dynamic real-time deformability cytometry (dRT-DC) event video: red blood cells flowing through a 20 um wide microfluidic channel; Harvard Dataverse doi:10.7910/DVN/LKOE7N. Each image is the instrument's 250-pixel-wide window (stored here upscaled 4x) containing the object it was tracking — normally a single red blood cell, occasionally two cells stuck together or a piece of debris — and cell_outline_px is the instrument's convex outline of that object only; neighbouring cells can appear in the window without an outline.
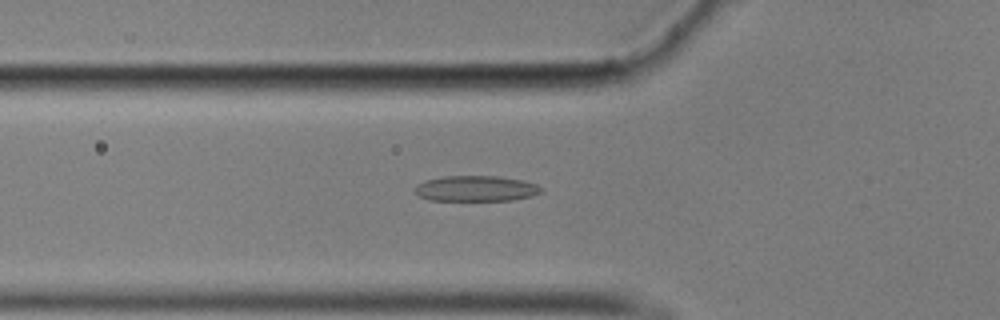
{"species": "common noctule bat (a hibernating species)", "species_latin": "Nyctalus noctula", "temperature_condition": "cold", "stored_images_in_passage": 57, "camera_frame_rate_fps": 3000, "um_per_image_px": 0.085, "animal": {"sex": "male", "body_mass_g": 17.9}, "frame": {"image": 1, "passage_image": 20, "time_ms": 6.333, "image_size_px": [1000, 320], "cell_outline_px": [[544, 188], [540, 192], [532, 196], [512, 200], [428, 200], [420, 196], [416, 192], [416, 184], [424, 180], [444, 176], [500, 176], [524, 180], [536, 184]], "centroid_in_image_um": [40.48, 16.01], "position_along_channel_um": 85.3, "area_um2": 18.9}}
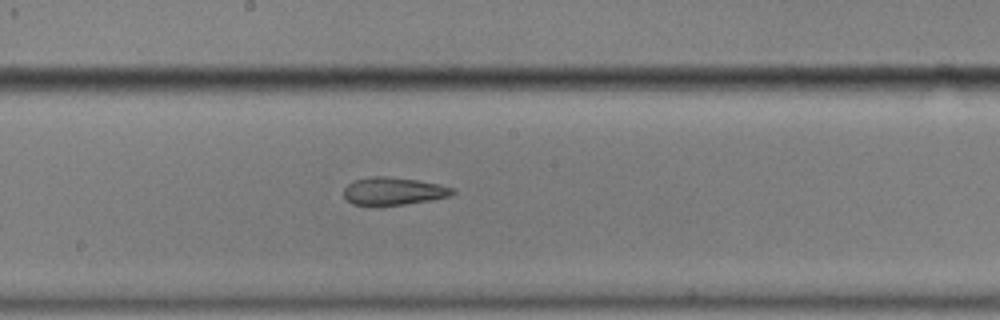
{"frame": {"image": 2, "passage_image": 31, "time_ms": 10.0, "image_size_px": [1000, 320], "cell_outline_px": [[456, 192], [452, 196], [404, 204], [352, 204], [344, 196], [344, 188], [352, 180], [372, 176], [384, 176], [420, 180], [440, 184], [452, 188]], "centroid_in_image_um": [33.46, 16.22], "position_along_channel_um": 214.7, "area_um2": 17.34}}
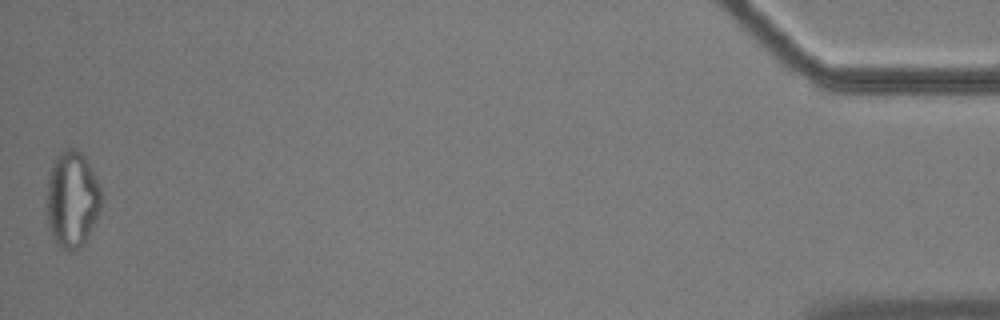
{"frame": {"image": 3, "passage_image": 57, "time_ms": 18.667, "image_size_px": [1000, 320], "cell_outline_px": [[104, 200], [96, 220], [88, 236], [80, 248], [72, 252], [68, 252], [60, 248], [56, 244], [48, 228], [48, 172], [56, 156], [60, 152], [68, 148], [76, 148], [84, 156], [100, 188]], "centroid_in_image_um": [6.14, 16.98], "position_along_channel_um": 429.1, "area_um2": 30.81}, "authors_computed_cell_mechanics": {"area_um2": 19.3052, "velocity_mm_per_s": 3.5014, "shape_relaxation_time_tau1_ms": null, "shape_relaxation_time_tau2_ms": 3.1903, "deformation_change_tau1": null, "deformation_change_tau2": 0.1083}}